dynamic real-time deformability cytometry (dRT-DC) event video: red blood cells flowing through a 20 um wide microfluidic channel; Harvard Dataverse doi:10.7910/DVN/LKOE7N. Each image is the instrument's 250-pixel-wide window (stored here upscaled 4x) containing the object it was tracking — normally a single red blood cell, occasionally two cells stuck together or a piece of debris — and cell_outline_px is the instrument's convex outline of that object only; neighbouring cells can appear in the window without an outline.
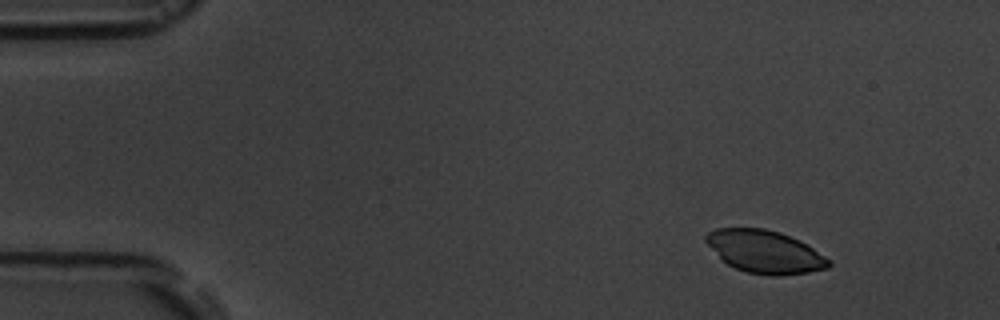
{"species": "common noctule bat (a hibernating species)", "species_latin": "Nyctalus noctula", "temperature_condition": "room temperature", "stored_images_in_passage": 3, "camera_frame_rate_fps": 3000, "um_per_image_px": 0.085, "animal": {"sex": "male", "body_mass_g": 19.5, "forearm_length_mm": 54.6}, "frame": {"image": 1, "passage_image": 1, "time_ms": 0.0, "image_size_px": [1000, 320], "cell_outline_px": [[832, 264], [828, 268], [808, 272], [776, 276], [772, 276], [748, 272], [736, 268], [720, 260], [704, 240], [704, 236], [708, 232], [716, 228], [764, 228], [780, 232], [800, 240], [832, 260]], "centroid_in_image_um": [65.01, 21.39], "position_along_channel_um": 20.0, "area_um2": 30.75}}